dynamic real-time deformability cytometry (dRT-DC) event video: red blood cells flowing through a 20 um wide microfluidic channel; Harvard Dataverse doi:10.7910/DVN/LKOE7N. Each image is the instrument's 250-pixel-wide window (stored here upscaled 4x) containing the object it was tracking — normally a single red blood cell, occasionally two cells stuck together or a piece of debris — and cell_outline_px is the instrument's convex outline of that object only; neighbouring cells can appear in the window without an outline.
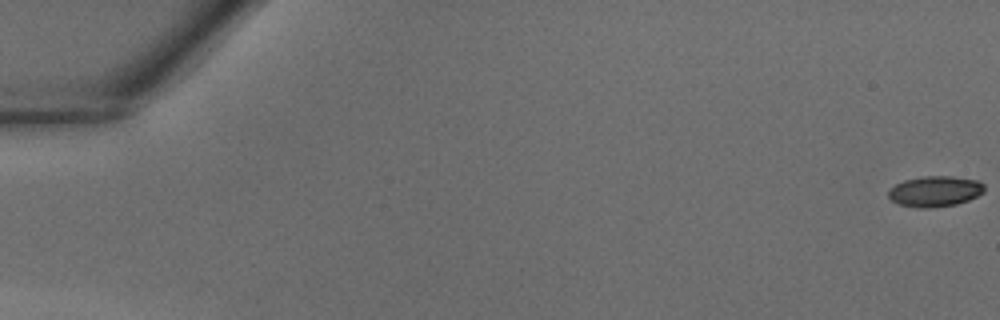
{"species": "common noctule bat (a hibernating species)", "species_latin": "Nyctalus noctula", "temperature_condition": "warm", "stored_images_in_passage": 42, "camera_frame_rate_fps": 3000, "um_per_image_px": 0.085, "animal": {"sex": "male", "body_mass_g": 18.8}, "frame": {"image": 1, "passage_image": 1, "time_ms": 0.0, "image_size_px": [1000, 320], "cell_outline_px": [[984, 192], [968, 200], [956, 204], [928, 208], [916, 208], [900, 204], [892, 200], [888, 196], [888, 192], [896, 184], [904, 180], [924, 176], [952, 176], [980, 180], [984, 184]], "centroid_in_image_um": [79.5, 16.25], "position_along_channel_um": 5.5, "area_um2": 17.11}}
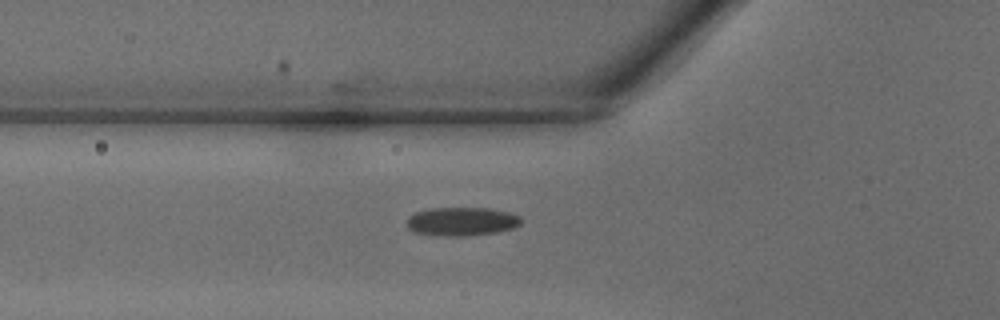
{"frame": {"image": 2, "passage_image": 16, "time_ms": 5.0, "image_size_px": [1000, 320], "cell_outline_px": [[524, 220], [520, 224], [512, 228], [496, 232], [464, 236], [444, 236], [416, 232], [408, 228], [408, 216], [416, 212], [432, 208], [492, 208], [512, 212], [520, 216]], "centroid_in_image_um": [39.31, 18.81], "position_along_channel_um": 86.5, "area_um2": 19.07}}
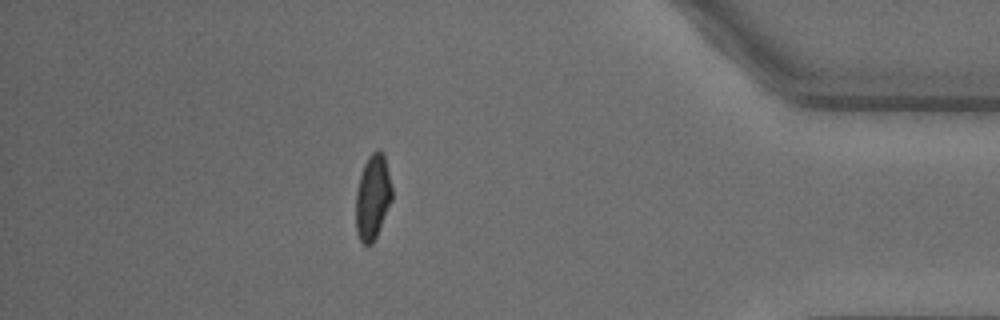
{"frame": {"image": 3, "passage_image": 37, "time_ms": 12.0, "image_size_px": [1000, 320], "cell_outline_px": [[392, 200], [376, 236], [372, 244], [364, 244], [360, 240], [356, 232], [356, 192], [360, 176], [364, 164], [368, 156], [376, 148], [380, 148], [384, 152], [392, 188]], "centroid_in_image_um": [31.68, 16.7], "position_along_channel_um": 403.5, "area_um2": 17.98}}